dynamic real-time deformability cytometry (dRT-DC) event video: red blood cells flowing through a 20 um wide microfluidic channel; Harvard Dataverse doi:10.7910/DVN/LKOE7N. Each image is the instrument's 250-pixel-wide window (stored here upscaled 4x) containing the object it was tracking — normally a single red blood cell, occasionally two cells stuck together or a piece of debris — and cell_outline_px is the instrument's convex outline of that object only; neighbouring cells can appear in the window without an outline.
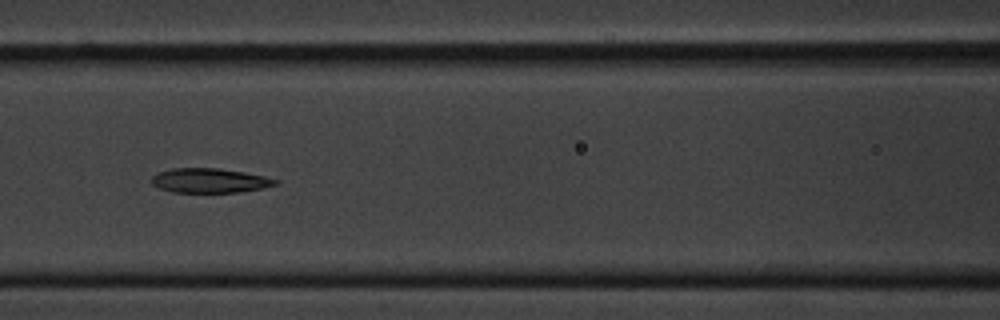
{"species": "common noctule bat (a hibernating species)", "species_latin": "Nyctalus noctula", "temperature_condition": "cold", "stored_images_in_passage": 9, "camera_frame_rate_fps": 3000, "um_per_image_px": 0.085, "animal": {"sex": "male", "body_mass_g": 20.1, "forearm_length_mm": 53.5}, "frame": {"image": 1, "passage_image": 9, "time_ms": 9.333, "image_size_px": [1000, 320], "cell_outline_px": [[280, 184], [264, 188], [240, 192], [172, 192], [160, 188], [152, 184], [152, 176], [160, 172], [172, 168], [216, 168], [244, 172], [264, 176], [280, 180]], "centroid_in_image_um": [17.88, 15.35], "position_along_channel_um": 148.7, "area_um2": 17.69}}